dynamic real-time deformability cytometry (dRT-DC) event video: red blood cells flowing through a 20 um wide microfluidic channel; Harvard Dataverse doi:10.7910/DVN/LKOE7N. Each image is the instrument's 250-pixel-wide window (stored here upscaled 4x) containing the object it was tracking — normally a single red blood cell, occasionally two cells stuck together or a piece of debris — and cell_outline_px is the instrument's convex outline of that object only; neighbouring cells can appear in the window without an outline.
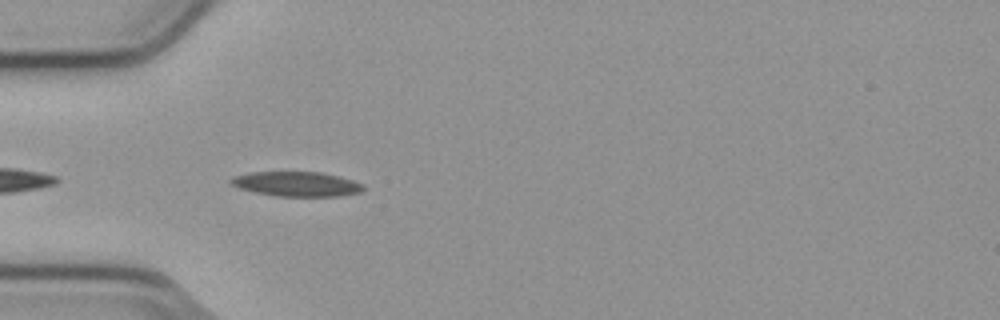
{"species": "common noctule bat (a hibernating species)", "species_latin": "Nyctalus noctula", "temperature_condition": "cold", "stored_images_in_passage": 11, "camera_frame_rate_fps": 3000, "um_per_image_px": 0.085, "animal": {"sex": "male", "body_mass_g": 23.1, "forearm_length_mm": 52.7}, "frame": {"image": 1, "passage_image": 2, "time_ms": 0.333, "image_size_px": [1000, 320], "cell_outline_px": [[364, 188], [360, 192], [340, 196], [276, 196], [256, 192], [240, 188], [232, 184], [228, 180], [232, 176], [252, 172], [320, 172], [352, 180], [364, 184]], "centroid_in_image_um": [25.2, 15.64], "position_along_channel_um": 59.8, "area_um2": 18.9}}
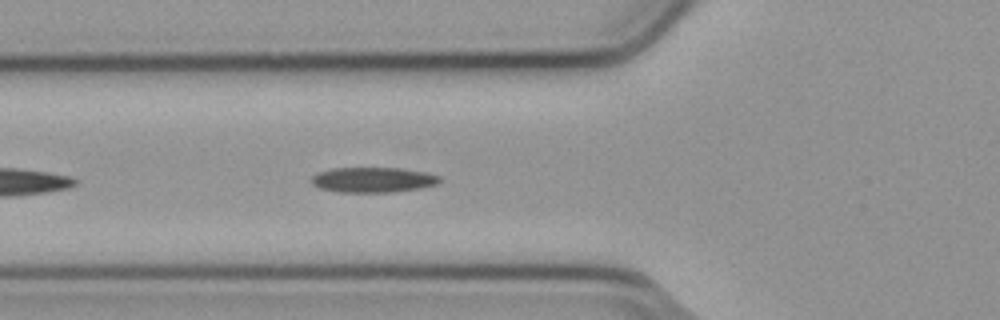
{"frame": {"image": 2, "passage_image": 5, "time_ms": 1.333, "image_size_px": [1000, 320], "cell_outline_px": [[440, 180], [436, 184], [420, 188], [392, 192], [340, 192], [320, 188], [312, 184], [312, 176], [316, 172], [332, 168], [400, 168], [424, 172], [440, 176]], "centroid_in_image_um": [31.67, 15.28], "position_along_channel_um": 94.1, "area_um2": 18.73}}
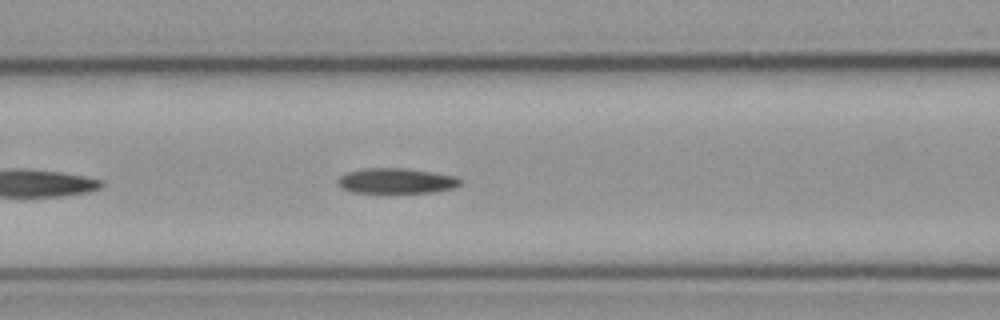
{"frame": {"image": 3, "passage_image": 8, "time_ms": 2.333, "image_size_px": [1000, 320], "cell_outline_px": [[464, 180], [460, 184], [452, 188], [436, 192], [352, 192], [340, 188], [336, 184], [336, 180], [340, 176], [348, 172], [364, 168], [404, 168], [460, 176]], "centroid_in_image_um": [33.7, 15.36], "position_along_channel_um": 132.9, "area_um2": 18.21}}